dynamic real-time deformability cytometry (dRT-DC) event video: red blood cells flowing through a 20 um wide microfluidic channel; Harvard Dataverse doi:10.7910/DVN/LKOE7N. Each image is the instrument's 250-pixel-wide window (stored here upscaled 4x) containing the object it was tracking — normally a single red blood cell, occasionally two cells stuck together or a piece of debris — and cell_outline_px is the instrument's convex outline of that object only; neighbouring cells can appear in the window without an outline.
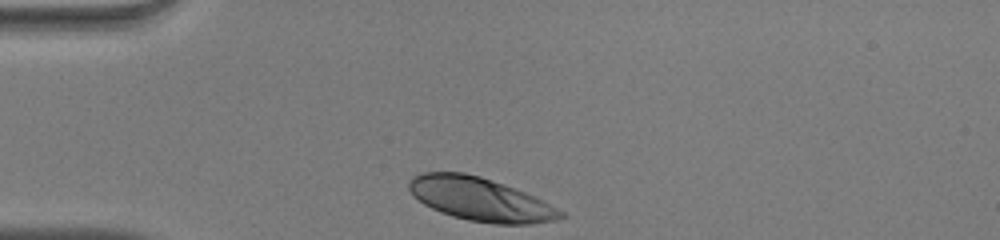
{"species": "human", "species_latin": "Homo sapiens", "temperature_condition": "warm", "stored_images_in_passage": 29, "camera_frame_rate_fps": 3000, "um_per_image_px": 0.085, "donor": {"sex": "male"}, "frame": {"image": 1, "passage_image": 1, "time_ms": 0.0, "image_size_px": [1000, 240], "cell_outline_px": [[568, 216], [556, 220], [532, 224], [496, 224], [468, 220], [452, 216], [440, 212], [424, 204], [412, 196], [408, 188], [408, 180], [412, 176], [420, 172], [464, 172], [480, 176], [516, 188], [536, 196], [564, 212]], "centroid_in_image_um": [40.82, 16.93], "position_along_channel_um": 44.2, "area_um2": 38.73}}
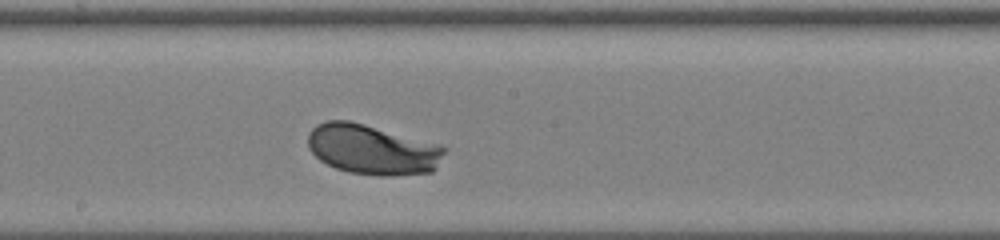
{"frame": {"image": 2, "passage_image": 16, "time_ms": 5.0, "image_size_px": [1000, 240], "cell_outline_px": [[448, 148], [436, 168], [432, 172], [388, 176], [380, 176], [348, 172], [336, 168], [320, 160], [308, 148], [308, 132], [316, 124], [328, 120], [348, 120], [364, 124], [440, 144]], "centroid_in_image_um": [31.66, 12.71], "position_along_channel_um": 216.5, "area_um2": 39.94}}
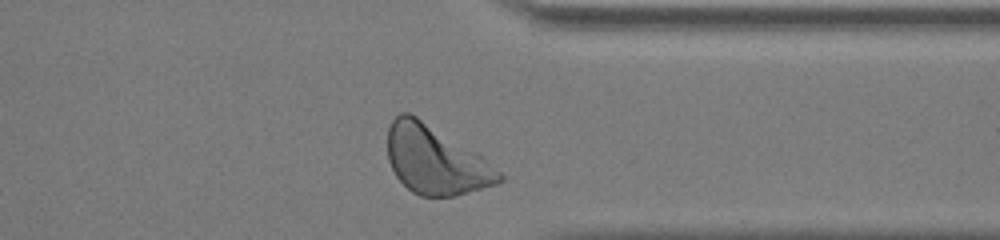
{"frame": {"image": 3, "passage_image": 28, "time_ms": 9.0, "image_size_px": [1000, 240], "cell_outline_px": [[504, 180], [496, 184], [452, 196], [420, 196], [412, 192], [396, 176], [388, 160], [388, 128], [392, 120], [400, 112], [408, 112], [416, 116], [476, 152], [500, 172], [504, 176]], "centroid_in_image_um": [36.99, 13.6], "position_along_channel_um": 374.4, "area_um2": 43.87}, "authors_computed_cell_mechanics": {"area_um2": 38.726, "velocity_mm_per_s": 4.0015, "shape_relaxation_time_tau1_ms": 1.5244, "shape_relaxation_time_tau2_ms": null, "deformation_change_tau1": 0.1379, "deformation_change_tau2": null}}